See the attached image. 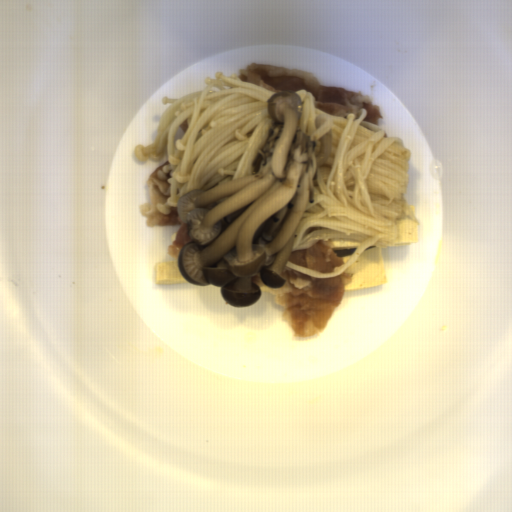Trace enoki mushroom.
Returning a JSON list of instances; mask_svg holds the SVG:
<instances>
[{
  "label": "enoki mushroom",
  "instance_id": "obj_2",
  "mask_svg": "<svg viewBox=\"0 0 512 512\" xmlns=\"http://www.w3.org/2000/svg\"><path fill=\"white\" fill-rule=\"evenodd\" d=\"M239 73H214L205 88L179 98L162 96V112L155 140L137 144L140 162L160 161L169 165L157 176L169 182V197L156 203L164 214L178 208V200L192 190L208 191L260 170L263 156L277 121L268 101L279 92L239 79ZM166 149V151H165Z\"/></svg>",
  "mask_w": 512,
  "mask_h": 512
},
{
  "label": "enoki mushroom",
  "instance_id": "obj_1",
  "mask_svg": "<svg viewBox=\"0 0 512 512\" xmlns=\"http://www.w3.org/2000/svg\"><path fill=\"white\" fill-rule=\"evenodd\" d=\"M302 112L297 127L315 141L329 130L331 153L318 168L314 179V201L308 203L296 228L292 250L310 248L332 239L333 251L354 250L338 271L319 272L287 261L289 268L314 278L339 276L371 247H383L399 237L397 220L419 221L404 200L410 182L408 170L412 152L399 137H386L379 124L363 119L365 108L346 117L328 114L315 107L311 92L295 91Z\"/></svg>",
  "mask_w": 512,
  "mask_h": 512
}]
</instances>
